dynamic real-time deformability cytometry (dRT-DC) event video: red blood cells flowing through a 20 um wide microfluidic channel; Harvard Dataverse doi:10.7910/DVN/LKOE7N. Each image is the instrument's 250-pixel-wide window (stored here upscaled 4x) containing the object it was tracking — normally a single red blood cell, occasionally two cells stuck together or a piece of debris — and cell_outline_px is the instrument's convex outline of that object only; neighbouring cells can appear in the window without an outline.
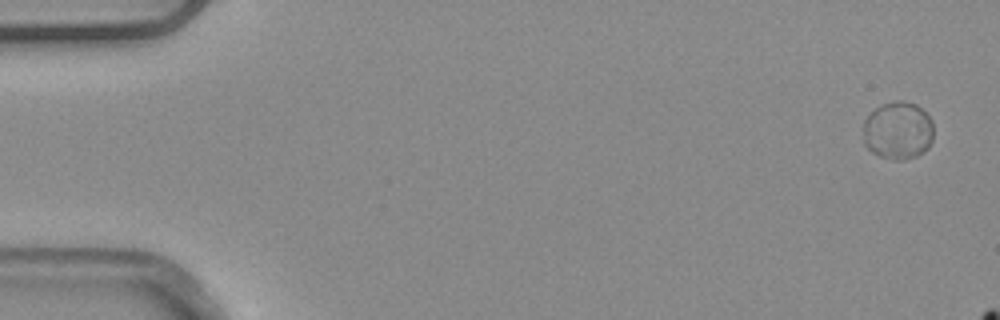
{"species": "common noctule bat (a hibernating species)", "species_latin": "Nyctalus noctula", "temperature_condition": "warm", "stored_images_in_passage": 3, "camera_frame_rate_fps": 3000, "um_per_image_px": 0.085, "animal": {"sex": "male", "body_mass_g": 20.4}, "frame": {"image": 1, "passage_image": 1, "time_ms": 0.0, "image_size_px": [1000, 320], "cell_outline_px": [[932, 140], [928, 148], [924, 152], [916, 156], [904, 160], [892, 160], [880, 156], [872, 152], [864, 144], [864, 120], [876, 108], [884, 104], [896, 100], [904, 100], [916, 104], [932, 120]], "centroid_in_image_um": [76.33, 11.11], "position_along_channel_um": 8.7, "area_um2": 23.7}}